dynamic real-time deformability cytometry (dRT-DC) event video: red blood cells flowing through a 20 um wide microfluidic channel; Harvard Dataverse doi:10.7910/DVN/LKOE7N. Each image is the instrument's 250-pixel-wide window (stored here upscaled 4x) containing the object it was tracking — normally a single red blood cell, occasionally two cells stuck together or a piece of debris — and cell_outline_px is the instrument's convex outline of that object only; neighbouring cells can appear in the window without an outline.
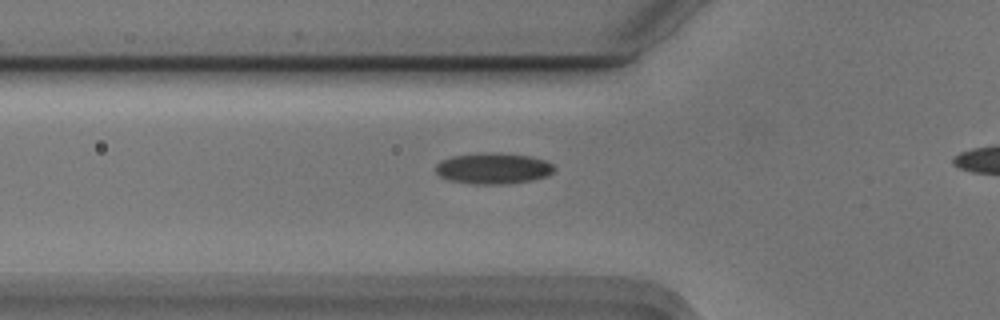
{"species": "Egyptian fruit bat (a non-hibernating species)", "species_latin": "Rousettus aegyptiacus", "temperature_condition": "cold", "stored_images_in_passage": 31, "camera_frame_rate_fps": 3000, "um_per_image_px": 0.085, "animal": {"sex": "male"}, "frame": {"image": 1, "passage_image": 3, "time_ms": 0.667, "image_size_px": [1000, 320], "cell_outline_px": [[556, 168], [548, 176], [532, 180], [508, 184], [472, 184], [448, 180], [440, 176], [436, 172], [436, 164], [440, 160], [452, 156], [480, 152], [492, 152], [528, 156], [544, 160], [552, 164]], "centroid_in_image_um": [41.9, 14.31], "position_along_channel_um": 83.9, "area_um2": 21.62}}
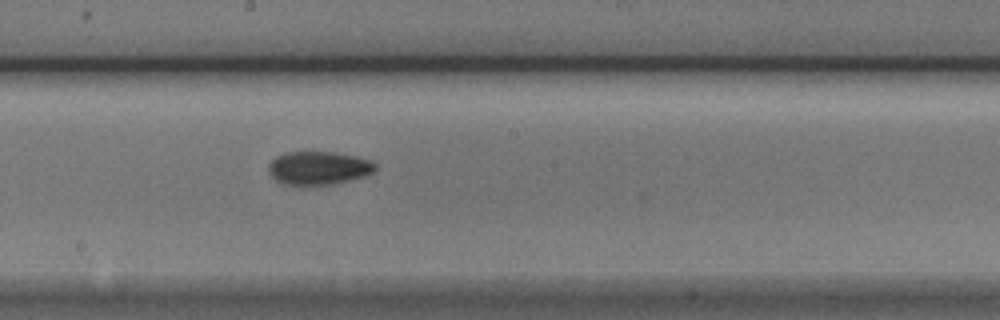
{"frame": {"image": 2, "passage_image": 14, "time_ms": 4.333, "image_size_px": [1000, 320], "cell_outline_px": [[376, 168], [372, 172], [364, 176], [332, 184], [284, 184], [276, 180], [268, 172], [268, 164], [276, 156], [288, 152], [332, 152], [356, 156], [372, 160], [376, 164]], "centroid_in_image_um": [27.07, 14.26], "position_along_channel_um": 221.1, "area_um2": 20.52}}
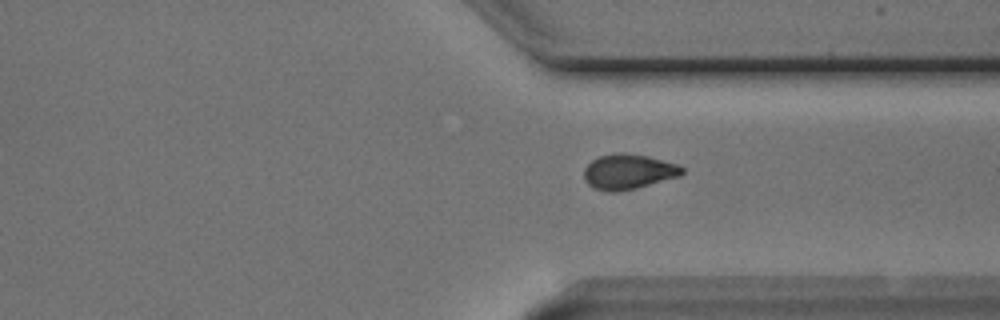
{"frame": {"image": 3, "passage_image": 25, "time_ms": 8.0, "image_size_px": [1000, 320], "cell_outline_px": [[684, 172], [680, 176], [636, 188], [616, 192], [608, 192], [596, 188], [588, 184], [584, 180], [584, 168], [592, 160], [600, 156], [616, 152], [624, 152], [648, 156], [680, 164], [684, 168]], "centroid_in_image_um": [53.43, 14.58], "position_along_channel_um": 358.0, "area_um2": 20.23}}